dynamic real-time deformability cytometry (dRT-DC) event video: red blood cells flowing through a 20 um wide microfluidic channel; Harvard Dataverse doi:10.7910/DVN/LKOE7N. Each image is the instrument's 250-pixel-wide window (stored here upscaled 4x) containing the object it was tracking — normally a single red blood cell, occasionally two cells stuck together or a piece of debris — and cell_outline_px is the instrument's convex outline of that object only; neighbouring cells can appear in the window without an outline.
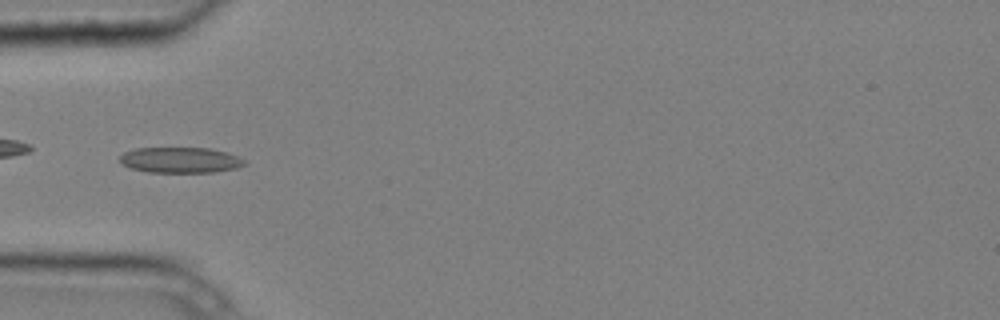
{"species": "common noctule bat (a hibernating species)", "species_latin": "Nyctalus noctula", "temperature_condition": "cold", "stored_images_in_passage": 7, "camera_frame_rate_fps": 3000, "um_per_image_px": 0.085, "animal": {"sex": "male", "body_mass_g": 20.4}, "frame": {"image": 1, "passage_image": 5, "time_ms": 1.333, "image_size_px": [1000, 320], "cell_outline_px": [[248, 164], [236, 168], [216, 172], [148, 172], [132, 168], [124, 164], [120, 160], [120, 156], [124, 152], [136, 148], [208, 148], [224, 152], [236, 156], [244, 160]], "centroid_in_image_um": [15.34, 13.61], "position_along_channel_um": 69.7, "area_um2": 18.44}}
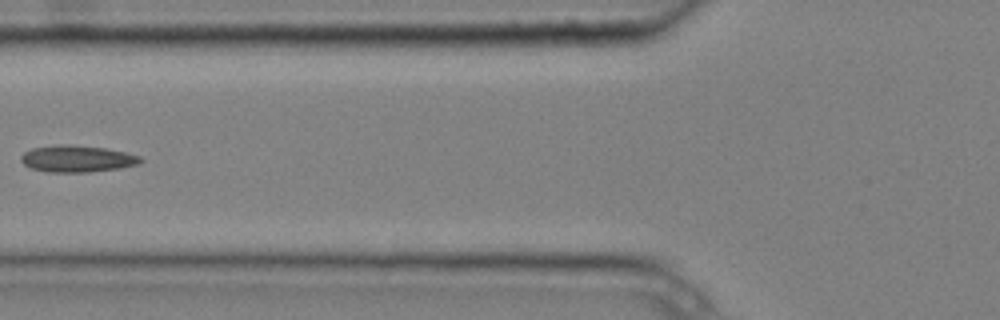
{"frame": {"image": 2, "passage_image": 6, "time_ms": 1.667, "image_size_px": [1000, 320], "cell_outline_px": [[144, 160], [140, 164], [120, 168], [88, 172], [48, 172], [32, 168], [24, 164], [20, 160], [20, 156], [24, 152], [32, 148], [60, 144], [104, 148], [124, 152], [140, 156]], "centroid_in_image_um": [6.56, 13.5], "position_along_channel_um": 119.2, "area_um2": 18.5}}
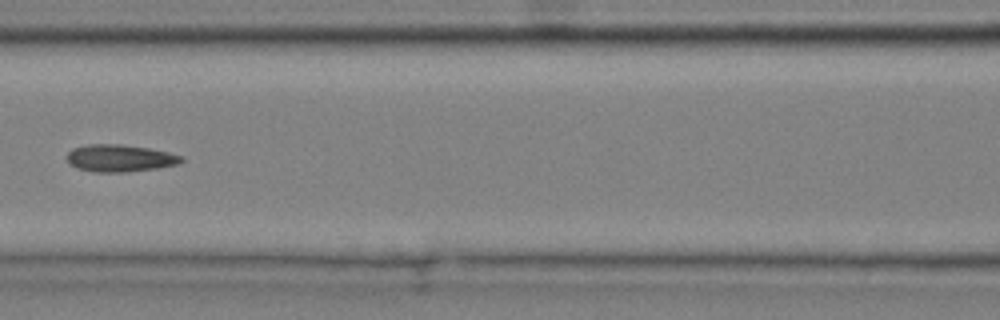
{"frame": {"image": 3, "passage_image": 7, "time_ms": 2.0, "image_size_px": [1000, 320], "cell_outline_px": [[184, 160], [180, 164], [160, 168], [124, 172], [92, 172], [76, 168], [68, 164], [68, 152], [72, 148], [88, 144], [120, 144], [148, 148], [168, 152], [184, 156]], "centroid_in_image_um": [10.21, 13.45], "position_along_channel_um": 156.4, "area_um2": 18.38}}